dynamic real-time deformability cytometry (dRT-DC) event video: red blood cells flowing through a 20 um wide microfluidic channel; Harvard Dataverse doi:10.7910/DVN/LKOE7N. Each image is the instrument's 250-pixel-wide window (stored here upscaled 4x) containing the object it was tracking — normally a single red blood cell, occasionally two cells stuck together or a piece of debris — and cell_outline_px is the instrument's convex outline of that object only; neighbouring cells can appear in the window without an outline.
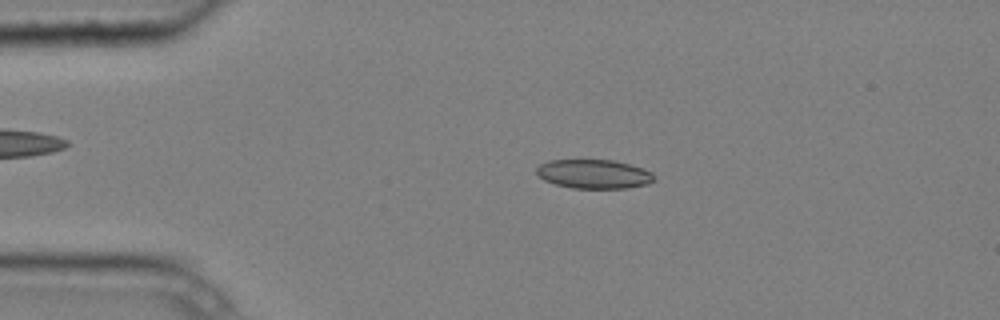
{"species": "common noctule bat (a hibernating species)", "species_latin": "Nyctalus noctula", "temperature_condition": "cold", "stored_images_in_passage": 6, "camera_frame_rate_fps": 3000, "um_per_image_px": 0.085, "animal": {"sex": "male", "body_mass_g": 20.4}, "frame": {"image": 1, "passage_image": 3, "time_ms": 0.667, "image_size_px": [1000, 320], "cell_outline_px": [[656, 180], [648, 184], [628, 188], [572, 188], [556, 184], [544, 180], [536, 172], [536, 168], [540, 164], [548, 160], [612, 160], [628, 164], [652, 172], [656, 176]], "centroid_in_image_um": [50.5, 14.79], "position_along_channel_um": 34.5, "area_um2": 19.88}}